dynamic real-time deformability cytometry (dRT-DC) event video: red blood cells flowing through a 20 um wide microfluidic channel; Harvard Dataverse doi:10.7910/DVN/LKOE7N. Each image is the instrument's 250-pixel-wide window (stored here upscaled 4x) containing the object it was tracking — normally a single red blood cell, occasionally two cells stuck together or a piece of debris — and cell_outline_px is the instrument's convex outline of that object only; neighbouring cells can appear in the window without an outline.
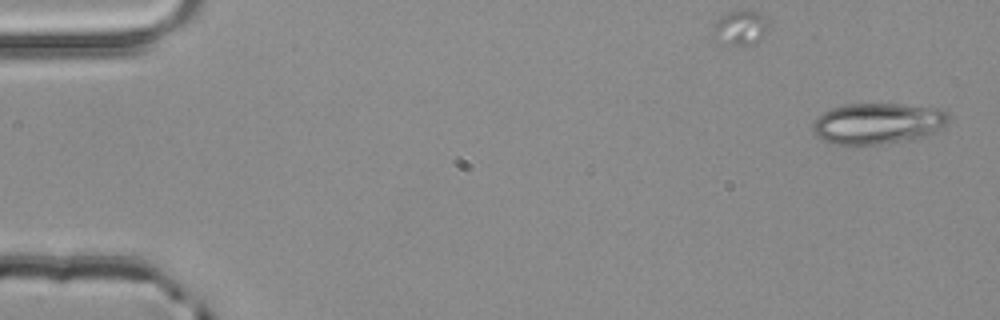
{"species": "common noctule bat (a hibernating species)", "species_latin": "Nyctalus noctula", "temperature_condition": "room temperature", "stored_images_in_passage": 3, "camera_frame_rate_fps": 3000, "um_per_image_px": 0.085, "animal": {"sex": "male", "body_mass_g": 20.4}, "frame": {"image": 1, "passage_image": 1, "time_ms": 0.0, "image_size_px": [1000, 320], "cell_outline_px": [[948, 120], [940, 128], [924, 136], [912, 140], [880, 144], [832, 144], [820, 140], [812, 132], [812, 124], [816, 116], [832, 108], [848, 104], [900, 104], [944, 108], [948, 112]], "centroid_in_image_um": [74.57, 10.49], "position_along_channel_um": 10.4, "area_um2": 32.71}}